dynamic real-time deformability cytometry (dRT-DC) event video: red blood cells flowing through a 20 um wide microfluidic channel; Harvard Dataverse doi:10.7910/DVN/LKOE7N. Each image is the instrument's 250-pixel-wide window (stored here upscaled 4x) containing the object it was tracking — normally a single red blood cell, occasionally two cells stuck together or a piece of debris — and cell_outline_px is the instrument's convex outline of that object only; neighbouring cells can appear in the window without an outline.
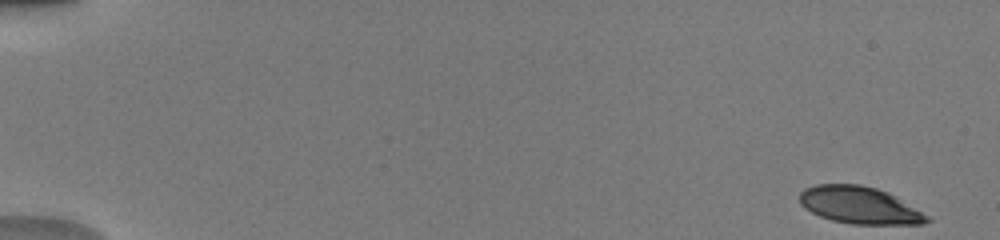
{"species": "human", "species_latin": "Homo sapiens", "temperature_condition": "warm", "stored_images_in_passage": 50, "camera_frame_rate_fps": 3000, "um_per_image_px": 0.085, "donor": {"sex": "male"}, "frame": {"image": 1, "passage_image": 1, "time_ms": 0.0, "image_size_px": [1000, 240], "cell_outline_px": [[932, 220], [924, 224], [852, 224], [832, 220], [820, 216], [804, 208], [800, 204], [800, 192], [804, 188], [816, 184], [860, 184], [876, 188], [888, 192], [896, 196], [928, 216]], "centroid_in_image_um": [73.05, 17.44], "position_along_channel_um": 12.0, "area_um2": 27.57}}
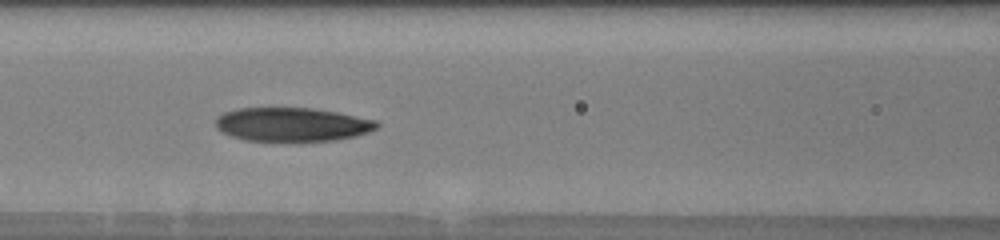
{"frame": {"image": 2, "passage_image": 23, "time_ms": 7.333, "image_size_px": [1000, 240], "cell_outline_px": [[380, 124], [376, 128], [368, 132], [356, 136], [332, 140], [244, 140], [232, 136], [216, 128], [216, 120], [224, 112], [236, 108], [312, 108], [336, 112], [376, 120]], "centroid_in_image_um": [24.84, 10.56], "position_along_channel_um": 141.8, "area_um2": 31.27}}
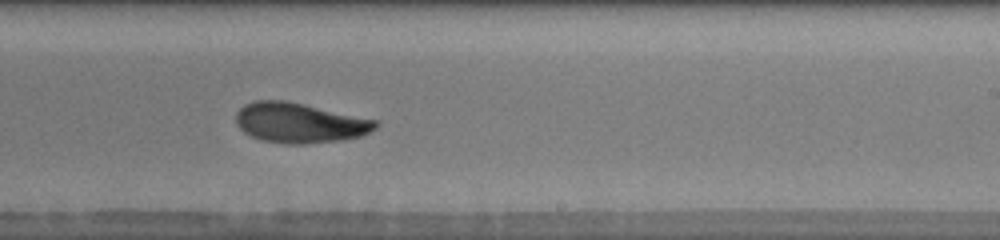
{"frame": {"image": 3, "passage_image": 32, "time_ms": 10.333, "image_size_px": [1000, 240], "cell_outline_px": [[380, 124], [376, 128], [360, 136], [344, 140], [304, 144], [288, 144], [264, 140], [252, 136], [244, 132], [236, 124], [236, 112], [244, 104], [252, 100], [284, 100], [304, 104], [380, 120]], "centroid_in_image_um": [25.49, 10.43], "position_along_channel_um": 263.5, "area_um2": 32.77}, "authors_computed_cell_mechanics": {"area_um2": 31.1253, "velocity_mm_per_s": 4.0748, "shape_relaxation_time_tau1_ms": 7.1792, "shape_relaxation_time_tau2_ms": 2.5583, "deformation_change_tau1": 0.2137, "deformation_change_tau2": 0.0832}}